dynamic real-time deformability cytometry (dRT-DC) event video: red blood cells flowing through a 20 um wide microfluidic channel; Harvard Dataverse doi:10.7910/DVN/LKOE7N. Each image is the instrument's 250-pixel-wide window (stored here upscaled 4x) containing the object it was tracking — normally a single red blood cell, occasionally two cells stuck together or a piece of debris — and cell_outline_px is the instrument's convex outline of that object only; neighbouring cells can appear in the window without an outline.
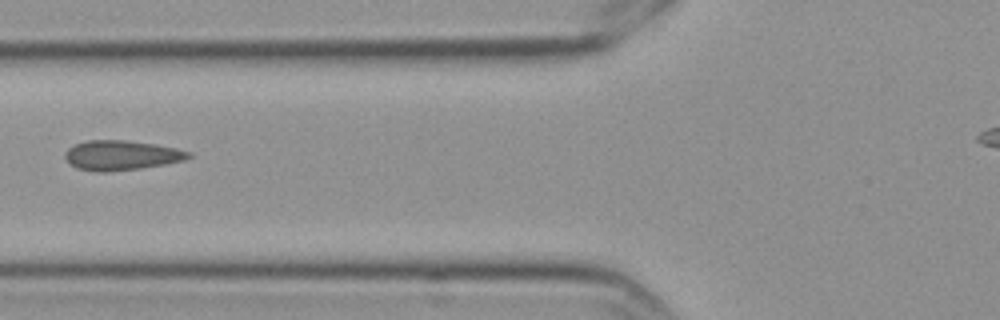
{"species": "Egyptian fruit bat (a non-hibernating species)", "species_latin": "Rousettus aegyptiacus", "temperature_condition": "cold", "stored_images_in_passage": 5, "camera_frame_rate_fps": 3000, "um_per_image_px": 0.085, "frame": {"image": 1, "passage_image": 5, "time_ms": 1.333, "image_size_px": [1000, 320], "cell_outline_px": [[192, 156], [184, 160], [164, 164], [140, 168], [104, 172], [96, 172], [76, 168], [64, 156], [68, 148], [76, 144], [88, 140], [124, 140], [152, 144], [176, 148], [192, 152]], "centroid_in_image_um": [10.32, 13.2], "position_along_channel_um": 115.5, "area_um2": 21.15}}